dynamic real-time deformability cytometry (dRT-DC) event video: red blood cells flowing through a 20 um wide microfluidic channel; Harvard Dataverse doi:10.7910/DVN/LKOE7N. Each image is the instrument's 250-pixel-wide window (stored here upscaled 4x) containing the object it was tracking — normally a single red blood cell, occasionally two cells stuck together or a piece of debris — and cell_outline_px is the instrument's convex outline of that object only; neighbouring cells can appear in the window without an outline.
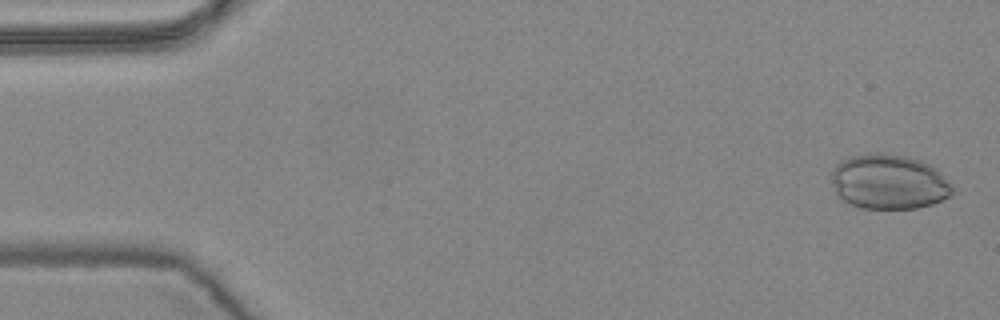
{"species": "common noctule bat (a hibernating species)", "species_latin": "Nyctalus noctula", "temperature_condition": "warm", "stored_images_in_passage": 5, "camera_frame_rate_fps": 3000, "um_per_image_px": 0.085, "animal": {"sex": "female", "body_mass_g": 24.6, "forearm_length_mm": 56.2}, "frame": {"image": 1, "passage_image": 1, "time_ms": 0.0, "image_size_px": [1000, 320], "cell_outline_px": [[952, 196], [932, 204], [916, 208], [864, 208], [852, 204], [844, 200], [836, 192], [832, 180], [832, 172], [836, 164], [840, 160], [848, 156], [868, 152], [884, 152], [904, 156], [920, 160], [936, 168], [944, 176], [952, 188]], "centroid_in_image_um": [75.55, 15.43], "position_along_channel_um": 9.5, "area_um2": 38.67}}